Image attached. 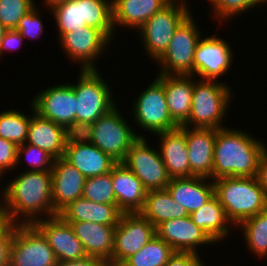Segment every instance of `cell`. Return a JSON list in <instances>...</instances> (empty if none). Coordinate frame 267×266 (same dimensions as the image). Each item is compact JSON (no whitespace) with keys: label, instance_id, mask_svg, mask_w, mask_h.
Masks as SVG:
<instances>
[{"label":"cell","instance_id":"37","mask_svg":"<svg viewBox=\"0 0 267 266\" xmlns=\"http://www.w3.org/2000/svg\"><path fill=\"white\" fill-rule=\"evenodd\" d=\"M27 162L29 168L26 171H51L54 158L40 147L22 144L17 147V165H21L22 160Z\"/></svg>","mask_w":267,"mask_h":266},{"label":"cell","instance_id":"12","mask_svg":"<svg viewBox=\"0 0 267 266\" xmlns=\"http://www.w3.org/2000/svg\"><path fill=\"white\" fill-rule=\"evenodd\" d=\"M57 41L65 57L72 63L78 62L80 70H98L95 62L112 42L100 29L91 26L65 33Z\"/></svg>","mask_w":267,"mask_h":266},{"label":"cell","instance_id":"21","mask_svg":"<svg viewBox=\"0 0 267 266\" xmlns=\"http://www.w3.org/2000/svg\"><path fill=\"white\" fill-rule=\"evenodd\" d=\"M159 137L158 149L169 173L173 178H189L190 163L185 137V126L155 134Z\"/></svg>","mask_w":267,"mask_h":266},{"label":"cell","instance_id":"40","mask_svg":"<svg viewBox=\"0 0 267 266\" xmlns=\"http://www.w3.org/2000/svg\"><path fill=\"white\" fill-rule=\"evenodd\" d=\"M93 132V123L74 121L65 128V144L91 143Z\"/></svg>","mask_w":267,"mask_h":266},{"label":"cell","instance_id":"29","mask_svg":"<svg viewBox=\"0 0 267 266\" xmlns=\"http://www.w3.org/2000/svg\"><path fill=\"white\" fill-rule=\"evenodd\" d=\"M193 75H164L165 97L172 120L182 126L189 118L194 92Z\"/></svg>","mask_w":267,"mask_h":266},{"label":"cell","instance_id":"13","mask_svg":"<svg viewBox=\"0 0 267 266\" xmlns=\"http://www.w3.org/2000/svg\"><path fill=\"white\" fill-rule=\"evenodd\" d=\"M156 236V228L139 212L122 213L115 228L112 258L107 266H120Z\"/></svg>","mask_w":267,"mask_h":266},{"label":"cell","instance_id":"3","mask_svg":"<svg viewBox=\"0 0 267 266\" xmlns=\"http://www.w3.org/2000/svg\"><path fill=\"white\" fill-rule=\"evenodd\" d=\"M213 183L214 194L235 227L267 209V196L257 177H223Z\"/></svg>","mask_w":267,"mask_h":266},{"label":"cell","instance_id":"32","mask_svg":"<svg viewBox=\"0 0 267 266\" xmlns=\"http://www.w3.org/2000/svg\"><path fill=\"white\" fill-rule=\"evenodd\" d=\"M242 230L246 248L259 259L267 257V209L242 221L237 227Z\"/></svg>","mask_w":267,"mask_h":266},{"label":"cell","instance_id":"20","mask_svg":"<svg viewBox=\"0 0 267 266\" xmlns=\"http://www.w3.org/2000/svg\"><path fill=\"white\" fill-rule=\"evenodd\" d=\"M185 137L190 163V177L201 176L212 180L216 129L185 126Z\"/></svg>","mask_w":267,"mask_h":266},{"label":"cell","instance_id":"43","mask_svg":"<svg viewBox=\"0 0 267 266\" xmlns=\"http://www.w3.org/2000/svg\"><path fill=\"white\" fill-rule=\"evenodd\" d=\"M13 235L14 224L11 223L0 233V266H9Z\"/></svg>","mask_w":267,"mask_h":266},{"label":"cell","instance_id":"18","mask_svg":"<svg viewBox=\"0 0 267 266\" xmlns=\"http://www.w3.org/2000/svg\"><path fill=\"white\" fill-rule=\"evenodd\" d=\"M156 235L163 239L174 251L200 252L199 248L215 242L198 226L190 216L170 219L156 227ZM203 245V246H202ZM201 246V247H200Z\"/></svg>","mask_w":267,"mask_h":266},{"label":"cell","instance_id":"24","mask_svg":"<svg viewBox=\"0 0 267 266\" xmlns=\"http://www.w3.org/2000/svg\"><path fill=\"white\" fill-rule=\"evenodd\" d=\"M63 158L81 172L85 178L111 172L117 163L92 143L65 145Z\"/></svg>","mask_w":267,"mask_h":266},{"label":"cell","instance_id":"17","mask_svg":"<svg viewBox=\"0 0 267 266\" xmlns=\"http://www.w3.org/2000/svg\"><path fill=\"white\" fill-rule=\"evenodd\" d=\"M33 225L42 233L53 249L57 262L79 260L88 256L70 224L59 215L41 218Z\"/></svg>","mask_w":267,"mask_h":266},{"label":"cell","instance_id":"48","mask_svg":"<svg viewBox=\"0 0 267 266\" xmlns=\"http://www.w3.org/2000/svg\"><path fill=\"white\" fill-rule=\"evenodd\" d=\"M68 0H43V6L45 7H48L47 9H51L53 8L54 6L58 5V4H61V3H64Z\"/></svg>","mask_w":267,"mask_h":266},{"label":"cell","instance_id":"44","mask_svg":"<svg viewBox=\"0 0 267 266\" xmlns=\"http://www.w3.org/2000/svg\"><path fill=\"white\" fill-rule=\"evenodd\" d=\"M24 38L20 35V33L15 30H7L6 33L4 34V37L2 39V42L0 44V58L4 56L5 51H8L7 53L13 51H17L22 47V43H24Z\"/></svg>","mask_w":267,"mask_h":266},{"label":"cell","instance_id":"27","mask_svg":"<svg viewBox=\"0 0 267 266\" xmlns=\"http://www.w3.org/2000/svg\"><path fill=\"white\" fill-rule=\"evenodd\" d=\"M81 241L88 256L97 257L107 263L112 258L116 226L92 222L69 223Z\"/></svg>","mask_w":267,"mask_h":266},{"label":"cell","instance_id":"4","mask_svg":"<svg viewBox=\"0 0 267 266\" xmlns=\"http://www.w3.org/2000/svg\"><path fill=\"white\" fill-rule=\"evenodd\" d=\"M48 10L54 16L58 39L85 26L100 29L111 41L116 38L112 0H68Z\"/></svg>","mask_w":267,"mask_h":266},{"label":"cell","instance_id":"34","mask_svg":"<svg viewBox=\"0 0 267 266\" xmlns=\"http://www.w3.org/2000/svg\"><path fill=\"white\" fill-rule=\"evenodd\" d=\"M16 109L0 112V137L20 146L27 140L31 114Z\"/></svg>","mask_w":267,"mask_h":266},{"label":"cell","instance_id":"38","mask_svg":"<svg viewBox=\"0 0 267 266\" xmlns=\"http://www.w3.org/2000/svg\"><path fill=\"white\" fill-rule=\"evenodd\" d=\"M35 0H0V23L7 29H16L19 20L36 6Z\"/></svg>","mask_w":267,"mask_h":266},{"label":"cell","instance_id":"41","mask_svg":"<svg viewBox=\"0 0 267 266\" xmlns=\"http://www.w3.org/2000/svg\"><path fill=\"white\" fill-rule=\"evenodd\" d=\"M17 145L0 137V177L5 173L17 169ZM7 170V171H6Z\"/></svg>","mask_w":267,"mask_h":266},{"label":"cell","instance_id":"45","mask_svg":"<svg viewBox=\"0 0 267 266\" xmlns=\"http://www.w3.org/2000/svg\"><path fill=\"white\" fill-rule=\"evenodd\" d=\"M56 266H107V264L97 257L87 256L79 260L57 262Z\"/></svg>","mask_w":267,"mask_h":266},{"label":"cell","instance_id":"39","mask_svg":"<svg viewBox=\"0 0 267 266\" xmlns=\"http://www.w3.org/2000/svg\"><path fill=\"white\" fill-rule=\"evenodd\" d=\"M41 12L38 5H36L19 20L15 30H17L24 39L30 38L36 40L43 35L44 25Z\"/></svg>","mask_w":267,"mask_h":266},{"label":"cell","instance_id":"22","mask_svg":"<svg viewBox=\"0 0 267 266\" xmlns=\"http://www.w3.org/2000/svg\"><path fill=\"white\" fill-rule=\"evenodd\" d=\"M111 177L118 208L123 213L139 212L147 193L141 181L121 162L111 169Z\"/></svg>","mask_w":267,"mask_h":266},{"label":"cell","instance_id":"42","mask_svg":"<svg viewBox=\"0 0 267 266\" xmlns=\"http://www.w3.org/2000/svg\"><path fill=\"white\" fill-rule=\"evenodd\" d=\"M200 256L199 253L175 251L165 266H205L206 263Z\"/></svg>","mask_w":267,"mask_h":266},{"label":"cell","instance_id":"5","mask_svg":"<svg viewBox=\"0 0 267 266\" xmlns=\"http://www.w3.org/2000/svg\"><path fill=\"white\" fill-rule=\"evenodd\" d=\"M198 79V80H197ZM227 83L194 78V92L188 120L182 125L193 128H225L234 93Z\"/></svg>","mask_w":267,"mask_h":266},{"label":"cell","instance_id":"49","mask_svg":"<svg viewBox=\"0 0 267 266\" xmlns=\"http://www.w3.org/2000/svg\"><path fill=\"white\" fill-rule=\"evenodd\" d=\"M6 31H7V29L0 23V44L2 42V39H3Z\"/></svg>","mask_w":267,"mask_h":266},{"label":"cell","instance_id":"15","mask_svg":"<svg viewBox=\"0 0 267 266\" xmlns=\"http://www.w3.org/2000/svg\"><path fill=\"white\" fill-rule=\"evenodd\" d=\"M218 34L200 38L194 53V76L215 80L228 74L234 60V50Z\"/></svg>","mask_w":267,"mask_h":266},{"label":"cell","instance_id":"23","mask_svg":"<svg viewBox=\"0 0 267 266\" xmlns=\"http://www.w3.org/2000/svg\"><path fill=\"white\" fill-rule=\"evenodd\" d=\"M31 120L28 126L26 144L45 150L54 159L61 158L65 152V128L40 116L30 103Z\"/></svg>","mask_w":267,"mask_h":266},{"label":"cell","instance_id":"28","mask_svg":"<svg viewBox=\"0 0 267 266\" xmlns=\"http://www.w3.org/2000/svg\"><path fill=\"white\" fill-rule=\"evenodd\" d=\"M171 0H112L113 26L117 28H139L156 12L161 10Z\"/></svg>","mask_w":267,"mask_h":266},{"label":"cell","instance_id":"36","mask_svg":"<svg viewBox=\"0 0 267 266\" xmlns=\"http://www.w3.org/2000/svg\"><path fill=\"white\" fill-rule=\"evenodd\" d=\"M82 197L96 203L117 205L111 172L86 178Z\"/></svg>","mask_w":267,"mask_h":266},{"label":"cell","instance_id":"11","mask_svg":"<svg viewBox=\"0 0 267 266\" xmlns=\"http://www.w3.org/2000/svg\"><path fill=\"white\" fill-rule=\"evenodd\" d=\"M148 142L146 137H139L131 145L121 163L133 172L147 191L166 189L172 178L163 163L159 149L150 146Z\"/></svg>","mask_w":267,"mask_h":266},{"label":"cell","instance_id":"19","mask_svg":"<svg viewBox=\"0 0 267 266\" xmlns=\"http://www.w3.org/2000/svg\"><path fill=\"white\" fill-rule=\"evenodd\" d=\"M52 204L58 214L68 204L83 196L85 176L63 157L52 166Z\"/></svg>","mask_w":267,"mask_h":266},{"label":"cell","instance_id":"7","mask_svg":"<svg viewBox=\"0 0 267 266\" xmlns=\"http://www.w3.org/2000/svg\"><path fill=\"white\" fill-rule=\"evenodd\" d=\"M192 13L180 23L166 51L155 62L160 67L156 74L194 76V53L203 34Z\"/></svg>","mask_w":267,"mask_h":266},{"label":"cell","instance_id":"10","mask_svg":"<svg viewBox=\"0 0 267 266\" xmlns=\"http://www.w3.org/2000/svg\"><path fill=\"white\" fill-rule=\"evenodd\" d=\"M121 112L123 111H120L117 104L95 121L91 142L117 163L123 161L127 151L139 137H146L143 133L135 132Z\"/></svg>","mask_w":267,"mask_h":266},{"label":"cell","instance_id":"2","mask_svg":"<svg viewBox=\"0 0 267 266\" xmlns=\"http://www.w3.org/2000/svg\"><path fill=\"white\" fill-rule=\"evenodd\" d=\"M265 143L241 128L216 129L212 181L223 177H256L261 156L267 149Z\"/></svg>","mask_w":267,"mask_h":266},{"label":"cell","instance_id":"16","mask_svg":"<svg viewBox=\"0 0 267 266\" xmlns=\"http://www.w3.org/2000/svg\"><path fill=\"white\" fill-rule=\"evenodd\" d=\"M35 112L66 128L76 121V94L73 83L48 86L31 99Z\"/></svg>","mask_w":267,"mask_h":266},{"label":"cell","instance_id":"8","mask_svg":"<svg viewBox=\"0 0 267 266\" xmlns=\"http://www.w3.org/2000/svg\"><path fill=\"white\" fill-rule=\"evenodd\" d=\"M100 72L99 69L80 70L78 81L73 84L77 100L76 121L94 123L117 105L108 80L105 81Z\"/></svg>","mask_w":267,"mask_h":266},{"label":"cell","instance_id":"1","mask_svg":"<svg viewBox=\"0 0 267 266\" xmlns=\"http://www.w3.org/2000/svg\"><path fill=\"white\" fill-rule=\"evenodd\" d=\"M23 171L0 190L9 223L33 224L58 215L52 204V172Z\"/></svg>","mask_w":267,"mask_h":266},{"label":"cell","instance_id":"6","mask_svg":"<svg viewBox=\"0 0 267 266\" xmlns=\"http://www.w3.org/2000/svg\"><path fill=\"white\" fill-rule=\"evenodd\" d=\"M187 0H171L149 18L136 33L145 55L156 62L166 51L180 23L193 11Z\"/></svg>","mask_w":267,"mask_h":266},{"label":"cell","instance_id":"26","mask_svg":"<svg viewBox=\"0 0 267 266\" xmlns=\"http://www.w3.org/2000/svg\"><path fill=\"white\" fill-rule=\"evenodd\" d=\"M122 213L117 205L96 203L81 197L68 204L58 215L68 223L92 222L117 226Z\"/></svg>","mask_w":267,"mask_h":266},{"label":"cell","instance_id":"35","mask_svg":"<svg viewBox=\"0 0 267 266\" xmlns=\"http://www.w3.org/2000/svg\"><path fill=\"white\" fill-rule=\"evenodd\" d=\"M209 5L213 8L212 14L214 15V20H218V24L222 25L223 22L226 23L227 20H231L234 16L247 15V11L255 10V7L259 8L264 4L266 5L267 0H207ZM262 4V5H261ZM246 11V12H245ZM214 12V13H213ZM226 20V21H225Z\"/></svg>","mask_w":267,"mask_h":266},{"label":"cell","instance_id":"47","mask_svg":"<svg viewBox=\"0 0 267 266\" xmlns=\"http://www.w3.org/2000/svg\"><path fill=\"white\" fill-rule=\"evenodd\" d=\"M7 213L4 208L2 199L0 198V233L9 225Z\"/></svg>","mask_w":267,"mask_h":266},{"label":"cell","instance_id":"30","mask_svg":"<svg viewBox=\"0 0 267 266\" xmlns=\"http://www.w3.org/2000/svg\"><path fill=\"white\" fill-rule=\"evenodd\" d=\"M191 220L200 227L215 243L230 238V230L235 226L227 218L225 209L214 194L201 208L191 213ZM231 229H230V228Z\"/></svg>","mask_w":267,"mask_h":266},{"label":"cell","instance_id":"46","mask_svg":"<svg viewBox=\"0 0 267 266\" xmlns=\"http://www.w3.org/2000/svg\"><path fill=\"white\" fill-rule=\"evenodd\" d=\"M256 177L267 196V149L261 156Z\"/></svg>","mask_w":267,"mask_h":266},{"label":"cell","instance_id":"9","mask_svg":"<svg viewBox=\"0 0 267 266\" xmlns=\"http://www.w3.org/2000/svg\"><path fill=\"white\" fill-rule=\"evenodd\" d=\"M132 115L134 124L140 130L147 131L149 134L170 131L179 126L172 120L168 110L165 97L164 75L157 74L156 78L142 90L140 95L134 100Z\"/></svg>","mask_w":267,"mask_h":266},{"label":"cell","instance_id":"31","mask_svg":"<svg viewBox=\"0 0 267 266\" xmlns=\"http://www.w3.org/2000/svg\"><path fill=\"white\" fill-rule=\"evenodd\" d=\"M139 213L155 228L162 222L189 216L187 210L177 203L167 189L149 190Z\"/></svg>","mask_w":267,"mask_h":266},{"label":"cell","instance_id":"14","mask_svg":"<svg viewBox=\"0 0 267 266\" xmlns=\"http://www.w3.org/2000/svg\"><path fill=\"white\" fill-rule=\"evenodd\" d=\"M53 249L33 224H14L9 266H56Z\"/></svg>","mask_w":267,"mask_h":266},{"label":"cell","instance_id":"33","mask_svg":"<svg viewBox=\"0 0 267 266\" xmlns=\"http://www.w3.org/2000/svg\"><path fill=\"white\" fill-rule=\"evenodd\" d=\"M175 251L157 235L120 266H165Z\"/></svg>","mask_w":267,"mask_h":266},{"label":"cell","instance_id":"25","mask_svg":"<svg viewBox=\"0 0 267 266\" xmlns=\"http://www.w3.org/2000/svg\"><path fill=\"white\" fill-rule=\"evenodd\" d=\"M166 189L189 215L201 208L214 195L213 181L201 176L173 178Z\"/></svg>","mask_w":267,"mask_h":266}]
</instances>
